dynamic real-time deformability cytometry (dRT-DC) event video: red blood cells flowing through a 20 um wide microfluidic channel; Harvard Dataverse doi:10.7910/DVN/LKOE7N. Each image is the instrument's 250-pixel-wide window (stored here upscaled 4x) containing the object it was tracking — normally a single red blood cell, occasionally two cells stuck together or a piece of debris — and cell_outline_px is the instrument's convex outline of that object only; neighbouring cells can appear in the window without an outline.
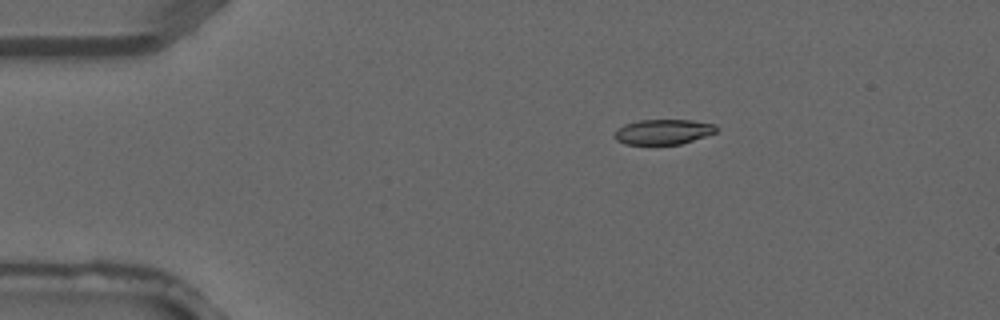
{"species": "common noctule bat (a hibernating species)", "species_latin": "Nyctalus noctula", "temperature_condition": "warm", "stored_images_in_passage": 3, "camera_frame_rate_fps": 3000, "um_per_image_px": 0.085, "animal": {"sex": "male", "forearm_length_mm": 52.5}, "frame": {"image": 1, "passage_image": 2, "time_ms": 0.333, "image_size_px": [1000, 320], "cell_outline_px": [[716, 132], [680, 144], [624, 144], [616, 140], [612, 136], [616, 128], [624, 124], [640, 120], [692, 120], [716, 124]], "centroid_in_image_um": [56.31, 11.2], "position_along_channel_um": 28.7, "area_um2": 14.91}}